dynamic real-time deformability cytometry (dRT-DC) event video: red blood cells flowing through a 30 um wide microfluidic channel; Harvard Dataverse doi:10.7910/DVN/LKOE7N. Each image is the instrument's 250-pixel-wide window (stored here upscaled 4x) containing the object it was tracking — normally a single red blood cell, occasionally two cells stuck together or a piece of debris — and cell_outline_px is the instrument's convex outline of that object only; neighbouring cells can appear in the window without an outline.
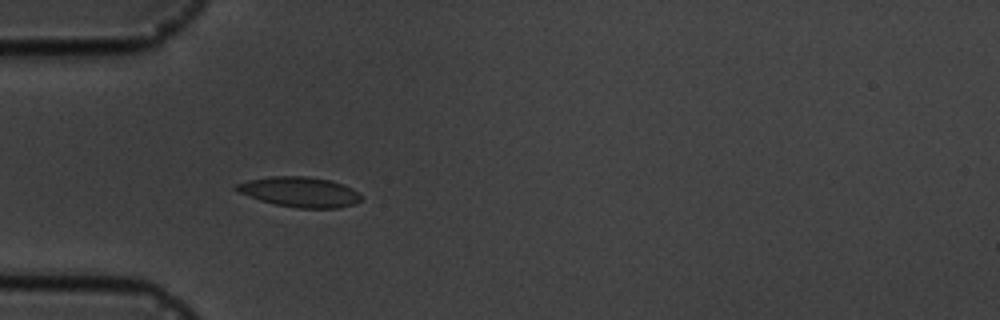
{"species": "common noctule bat (a hibernating species)", "species_latin": "Nyctalus noctula", "temperature_condition": "cold", "stored_images_in_passage": 5, "camera_frame_rate_fps": 3000, "um_per_image_px": 0.085, "animal": {"sex": "male", "body_mass_g": 19.5, "forearm_length_mm": 54.6}, "frame": {"image": 1, "passage_image": 4, "time_ms": 4.333, "image_size_px": [1000, 320], "cell_outline_px": [[360, 200], [352, 204], [340, 208], [296, 208], [276, 204], [260, 200], [240, 192], [232, 188], [236, 184], [248, 180], [268, 176], [308, 176], [332, 180], [344, 184], [352, 188], [360, 196]], "centroid_in_image_um": [25.47, 16.3], "position_along_channel_um": 59.5, "area_um2": 21.85}}
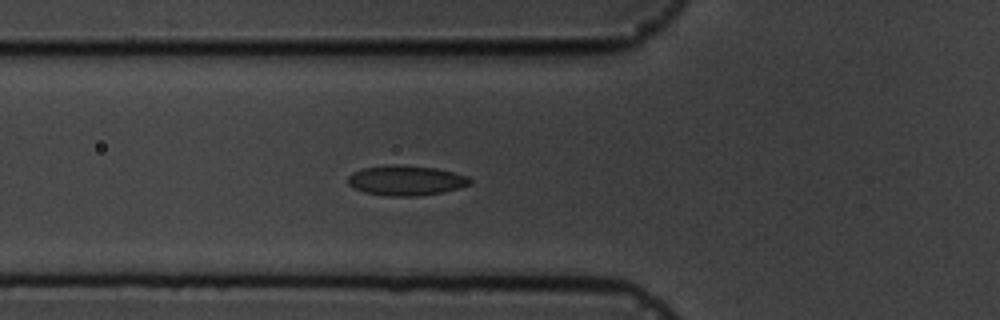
{"frame": {"image": 2, "passage_image": 5, "time_ms": 5.333, "image_size_px": [1000, 320], "cell_outline_px": [[472, 184], [460, 188], [444, 192], [416, 196], [388, 196], [364, 192], [352, 188], [348, 184], [348, 176], [352, 172], [360, 168], [388, 164], [396, 164], [436, 168], [468, 176], [472, 180]], "centroid_in_image_um": [34.49, 15.33], "position_along_channel_um": 91.3, "area_um2": 21.68}}